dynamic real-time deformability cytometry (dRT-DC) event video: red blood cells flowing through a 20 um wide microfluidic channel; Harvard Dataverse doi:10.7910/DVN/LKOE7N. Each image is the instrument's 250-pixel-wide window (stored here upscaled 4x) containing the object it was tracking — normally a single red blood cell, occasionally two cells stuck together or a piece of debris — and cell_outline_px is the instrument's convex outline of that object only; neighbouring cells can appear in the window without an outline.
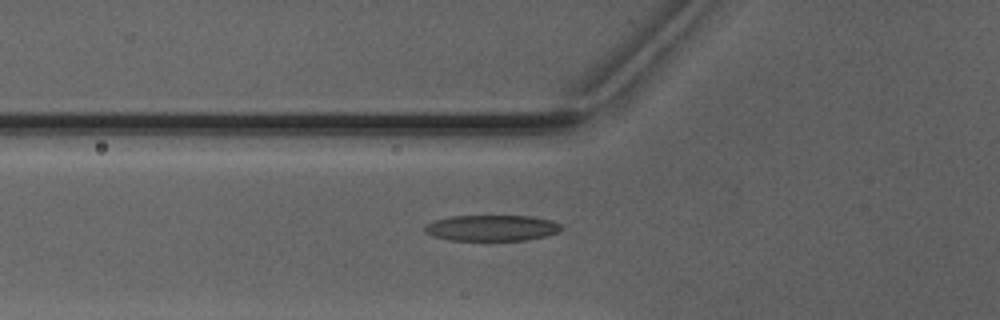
{"species": "Egyptian fruit bat (a non-hibernating species)", "species_latin": "Rousettus aegyptiacus", "temperature_condition": "warm", "stored_images_in_passage": 5, "camera_frame_rate_fps": 3000, "um_per_image_px": 0.085, "animal": {"sex": "male"}, "frame": {"image": 1, "passage_image": 5, "time_ms": 6.667, "image_size_px": [1000, 320], "cell_outline_px": [[560, 228], [556, 232], [544, 236], [528, 240], [448, 240], [432, 236], [424, 232], [424, 224], [436, 220], [452, 216], [532, 216], [552, 220], [560, 224]], "centroid_in_image_um": [41.74, 19.37], "position_along_channel_um": 84.1, "area_um2": 20.58}}